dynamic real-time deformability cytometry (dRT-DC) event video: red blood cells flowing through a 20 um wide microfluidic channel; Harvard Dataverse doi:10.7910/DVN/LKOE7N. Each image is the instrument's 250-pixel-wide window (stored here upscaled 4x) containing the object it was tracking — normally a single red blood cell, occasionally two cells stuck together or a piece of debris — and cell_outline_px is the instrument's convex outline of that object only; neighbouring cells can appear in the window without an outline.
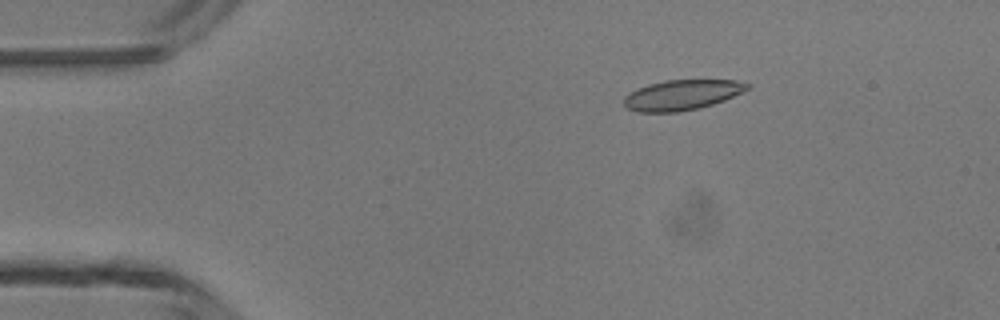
{"species": "common noctule bat (a hibernating species)", "species_latin": "Nyctalus noctula", "temperature_condition": "room temperature", "stored_images_in_passage": 3, "camera_frame_rate_fps": 3000, "um_per_image_px": 0.085, "animal": {"sex": "male", "body_mass_g": 13.3}, "frame": {"image": 1, "passage_image": 1, "time_ms": 0.0, "image_size_px": [1000, 320], "cell_outline_px": [[752, 88], [724, 100], [700, 108], [676, 112], [636, 112], [628, 108], [624, 104], [624, 96], [628, 92], [636, 88], [648, 84], [664, 80], [736, 80], [752, 84]], "centroid_in_image_um": [57.97, 8.06], "position_along_channel_um": 27.0, "area_um2": 21.96}}
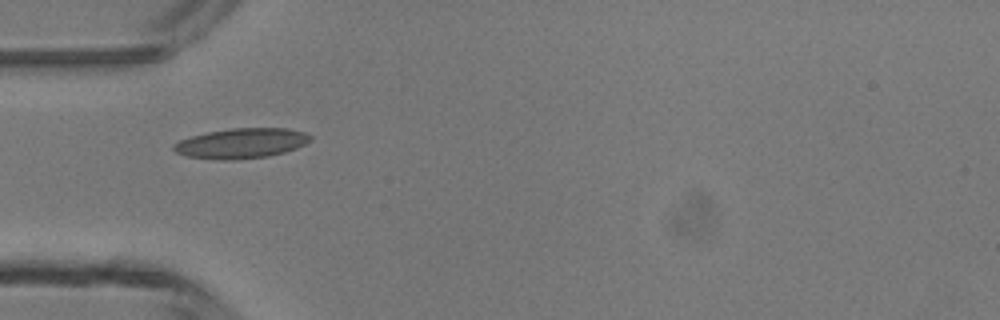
{"frame": {"image": 2, "passage_image": 3, "time_ms": 2.333, "image_size_px": [1000, 320], "cell_outline_px": [[312, 140], [296, 148], [284, 152], [268, 156], [232, 160], [220, 160], [184, 156], [176, 152], [172, 148], [172, 144], [180, 140], [192, 136], [208, 132], [232, 128], [288, 128], [304, 132], [312, 136]], "centroid_in_image_um": [20.5, 12.18], "position_along_channel_um": 64.5, "area_um2": 23.99}}